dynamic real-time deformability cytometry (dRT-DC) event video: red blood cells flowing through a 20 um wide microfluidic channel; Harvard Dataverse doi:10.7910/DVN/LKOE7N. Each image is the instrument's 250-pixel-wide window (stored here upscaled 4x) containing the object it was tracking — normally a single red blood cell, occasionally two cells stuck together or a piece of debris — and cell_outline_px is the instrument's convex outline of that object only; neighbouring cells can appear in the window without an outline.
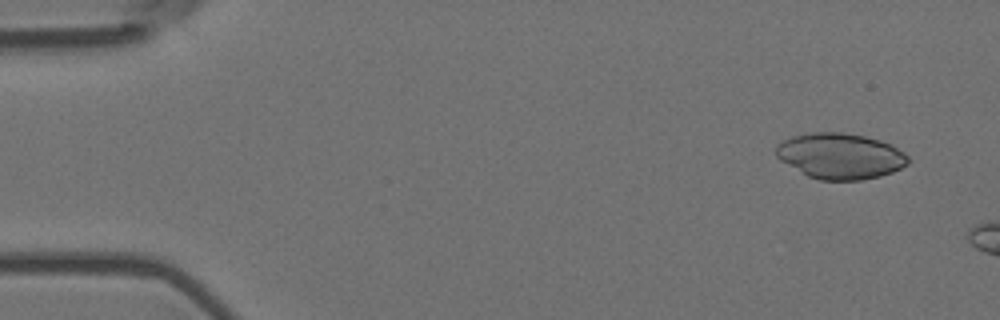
{"species": "Egyptian fruit bat (a non-hibernating species)", "species_latin": "Rousettus aegyptiacus", "temperature_condition": "room temperature", "stored_images_in_passage": 4, "camera_frame_rate_fps": 3000, "um_per_image_px": 0.085, "animal": {"sex": "female"}, "frame": {"image": 1, "passage_image": 2, "time_ms": 0.333, "image_size_px": [1000, 320], "cell_outline_px": [[908, 164], [892, 172], [880, 176], [860, 180], [820, 180], [808, 176], [780, 160], [776, 156], [776, 144], [792, 136], [812, 132], [840, 132], [864, 136], [880, 140], [892, 144], [904, 152], [908, 156]], "centroid_in_image_um": [71.42, 13.25], "position_along_channel_um": 13.6, "area_um2": 35.2}}